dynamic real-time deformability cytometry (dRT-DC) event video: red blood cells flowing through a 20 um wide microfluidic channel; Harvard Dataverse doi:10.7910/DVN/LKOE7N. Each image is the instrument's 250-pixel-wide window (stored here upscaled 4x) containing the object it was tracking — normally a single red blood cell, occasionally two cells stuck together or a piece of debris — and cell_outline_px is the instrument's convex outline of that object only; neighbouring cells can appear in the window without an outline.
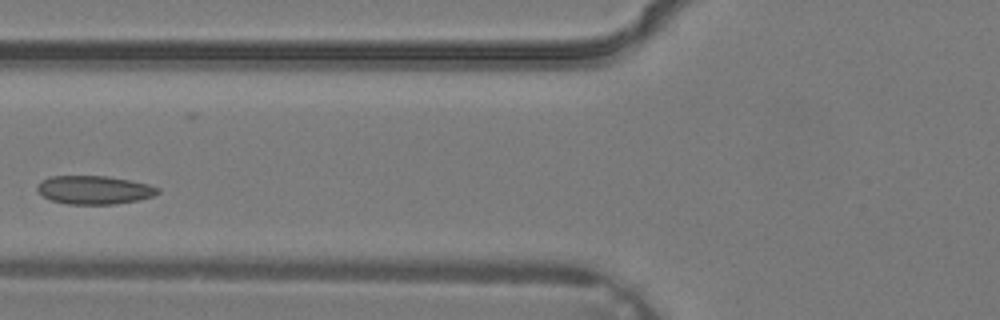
{"species": "common noctule bat (a hibernating species)", "species_latin": "Nyctalus noctula", "temperature_condition": "warm", "stored_images_in_passage": 3, "camera_frame_rate_fps": 3000, "um_per_image_px": 0.085, "animal": {"sex": "male", "body_mass_g": 19.2, "forearm_length_mm": 51.8}, "frame": {"image": 1, "passage_image": 3, "time_ms": 0.667, "image_size_px": [1000, 320], "cell_outline_px": [[160, 192], [152, 196], [136, 200], [116, 204], [68, 204], [52, 200], [44, 196], [36, 188], [40, 180], [52, 176], [108, 176], [148, 184], [160, 188]], "centroid_in_image_um": [8.01, 16.14], "position_along_channel_um": 117.8, "area_um2": 19.83}}